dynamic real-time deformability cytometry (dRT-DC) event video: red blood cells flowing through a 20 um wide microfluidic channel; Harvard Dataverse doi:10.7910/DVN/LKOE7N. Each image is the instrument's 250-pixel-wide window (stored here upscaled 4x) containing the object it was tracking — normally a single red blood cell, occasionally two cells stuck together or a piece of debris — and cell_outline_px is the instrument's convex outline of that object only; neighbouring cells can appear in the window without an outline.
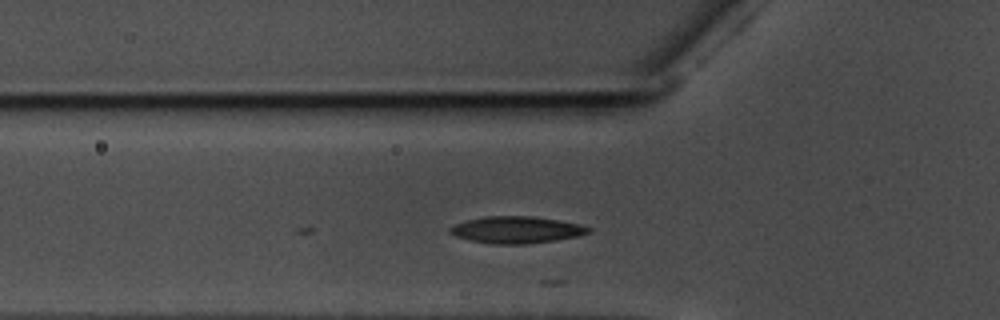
{"species": "common noctule bat (a hibernating species)", "species_latin": "Nyctalus noctula", "temperature_condition": "warm", "stored_images_in_passage": 4, "camera_frame_rate_fps": 3000, "um_per_image_px": 0.085, "animal": {"sex": "male", "body_mass_g": 17.5, "forearm_length_mm": 52.3}, "frame": {"image": 1, "passage_image": 4, "time_ms": 1.0, "image_size_px": [1000, 320], "cell_outline_px": [[592, 232], [576, 236], [556, 240], [524, 244], [492, 244], [472, 240], [456, 236], [448, 232], [448, 228], [452, 224], [484, 216], [532, 216], [560, 220], [584, 224], [592, 228]], "centroid_in_image_um": [43.93, 19.52], "position_along_channel_um": 81.9, "area_um2": 21.85}}